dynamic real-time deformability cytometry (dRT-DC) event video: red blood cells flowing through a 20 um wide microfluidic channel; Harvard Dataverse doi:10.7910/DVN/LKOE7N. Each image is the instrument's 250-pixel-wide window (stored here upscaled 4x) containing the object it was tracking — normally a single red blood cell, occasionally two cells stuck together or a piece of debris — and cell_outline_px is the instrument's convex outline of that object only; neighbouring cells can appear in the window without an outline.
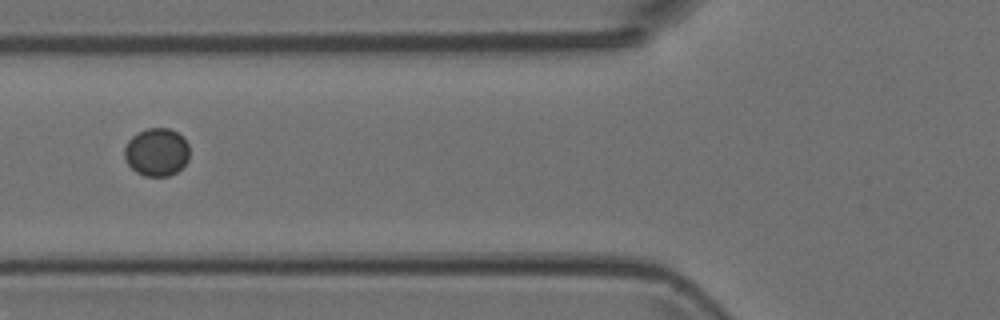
{"species": "Egyptian fruit bat (a non-hibernating species)", "species_latin": "Rousettus aegyptiacus", "temperature_condition": "room temperature", "stored_images_in_passage": 2, "camera_frame_rate_fps": 3000, "um_per_image_px": 0.085, "animal": {"sex": "female"}, "frame": {"image": 1, "passage_image": 2, "time_ms": 0.333, "image_size_px": [1000, 320], "cell_outline_px": [[188, 160], [176, 172], [168, 176], [144, 176], [136, 172], [128, 164], [124, 156], [124, 148], [128, 140], [136, 132], [148, 128], [168, 128], [184, 136], [188, 144]], "centroid_in_image_um": [13.3, 12.91], "position_along_channel_um": 112.5, "area_um2": 18.26}}